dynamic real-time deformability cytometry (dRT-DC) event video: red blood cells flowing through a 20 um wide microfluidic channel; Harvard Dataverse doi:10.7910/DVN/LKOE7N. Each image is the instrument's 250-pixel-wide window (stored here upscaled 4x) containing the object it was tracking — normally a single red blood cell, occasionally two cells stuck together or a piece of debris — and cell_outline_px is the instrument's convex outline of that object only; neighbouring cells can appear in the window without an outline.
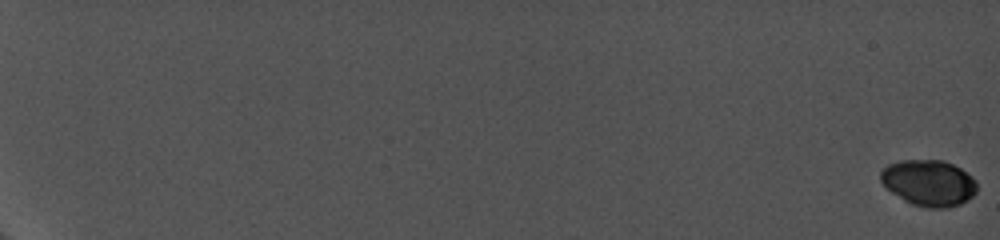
{"species": "common noctule bat (a hibernating species)", "species_latin": "Nyctalus noctula", "temperature_condition": "cold", "stored_images_in_passage": 24, "camera_frame_rate_fps": 5000, "um_per_image_px": 0.085, "animal": {"sex": "female", "body_mass_g": 19.0, "forearm_length_mm": 56.7}, "frame": {"image": 1, "passage_image": 1, "time_ms": 0.0, "image_size_px": [1000, 240], "cell_outline_px": [[976, 192], [968, 200], [960, 204], [948, 208], [928, 208], [912, 204], [904, 200], [892, 192], [880, 180], [880, 172], [888, 164], [900, 160], [944, 160], [960, 168], [972, 176], [976, 180]], "centroid_in_image_um": [78.96, 15.54], "position_along_channel_um": 6.0, "area_um2": 25.89}}
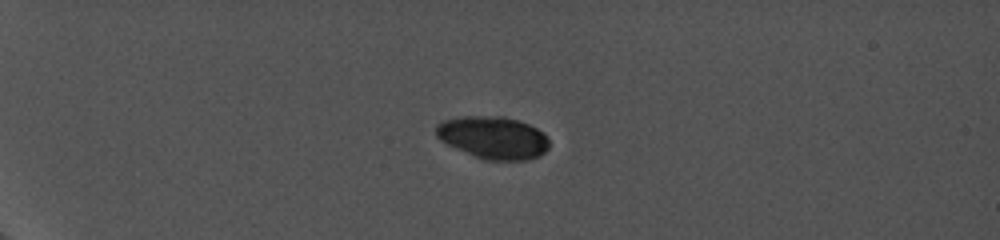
{"frame": {"image": 2, "passage_image": 17, "time_ms": 6.4, "image_size_px": [1000, 240], "cell_outline_px": [[548, 148], [540, 156], [528, 160], [484, 160], [456, 148], [440, 140], [436, 136], [436, 124], [444, 120], [460, 116], [504, 116], [528, 124], [544, 132], [548, 140]], "centroid_in_image_um": [41.92, 11.69], "position_along_channel_um": 43.1, "area_um2": 28.03}}
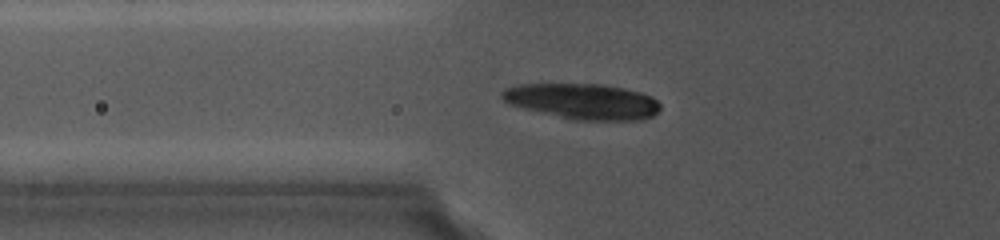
{"frame": {"image": 3, "passage_image": 24, "time_ms": 9.2, "image_size_px": [1000, 240], "cell_outline_px": [[660, 108], [652, 116], [644, 120], [572, 120], [508, 104], [500, 96], [500, 92], [504, 88], [516, 84], [604, 84], [624, 88], [640, 92], [652, 96], [660, 104]], "centroid_in_image_um": [49.51, 8.61], "position_along_channel_um": 76.3, "area_um2": 33.06}}